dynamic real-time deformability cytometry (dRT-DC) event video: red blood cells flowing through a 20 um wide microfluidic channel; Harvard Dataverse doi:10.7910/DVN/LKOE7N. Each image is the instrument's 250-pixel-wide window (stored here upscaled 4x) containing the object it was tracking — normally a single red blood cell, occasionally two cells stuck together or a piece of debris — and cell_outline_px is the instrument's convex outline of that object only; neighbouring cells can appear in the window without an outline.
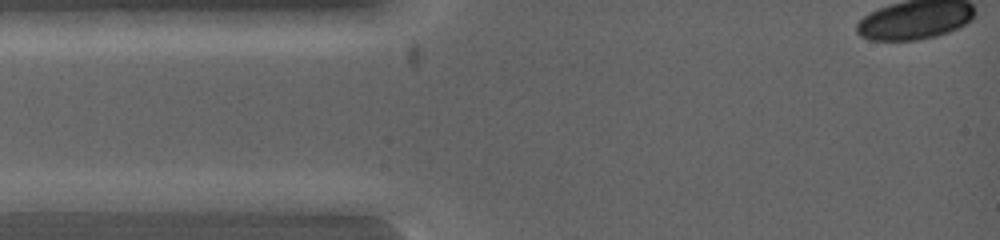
{"species": "common noctule bat (a hibernating species)", "species_latin": "Nyctalus noctula", "temperature_condition": "warm", "stored_images_in_passage": 2, "camera_frame_rate_fps": 5000, "um_per_image_px": 0.085, "animal": {"sex": "female", "body_mass_g": 19.0, "forearm_length_mm": 53.3}, "frame": {"image": 1, "passage_image": 1, "time_ms": 0.0, "image_size_px": [1000, 240], "cell_outline_px": [[116, 200], [96, 212], [16, 212], [12, 200], [20, 192], [100, 192]], "centroid_in_image_um": [5.18, 17.16], "position_along_channel_um": 79.8, "area_um2": 13.29}}